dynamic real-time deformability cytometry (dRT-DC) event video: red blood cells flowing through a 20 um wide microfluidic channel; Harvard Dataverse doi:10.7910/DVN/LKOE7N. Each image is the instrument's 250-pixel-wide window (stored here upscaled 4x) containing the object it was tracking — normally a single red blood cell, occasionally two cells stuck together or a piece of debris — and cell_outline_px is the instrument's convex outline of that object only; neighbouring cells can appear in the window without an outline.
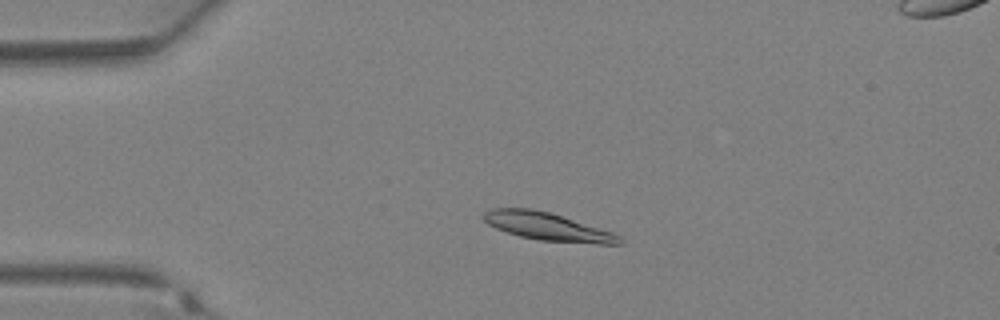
{"species": "Egyptian fruit bat (a non-hibernating species)", "species_latin": "Rousettus aegyptiacus", "temperature_condition": "warm", "stored_images_in_passage": 29, "camera_frame_rate_fps": 3000, "um_per_image_px": 0.085, "animal": {"sex": "female"}, "frame": {"image": 1, "passage_image": 1, "time_ms": 0.0, "image_size_px": [1000, 320], "cell_outline_px": [[624, 244], [596, 244], [540, 240], [520, 236], [496, 228], [488, 224], [484, 220], [484, 212], [492, 208], [532, 208], [548, 212], [612, 232], [620, 236], [624, 240]], "centroid_in_image_um": [46.56, 19.27], "position_along_channel_um": 38.4, "area_um2": 21.79}}
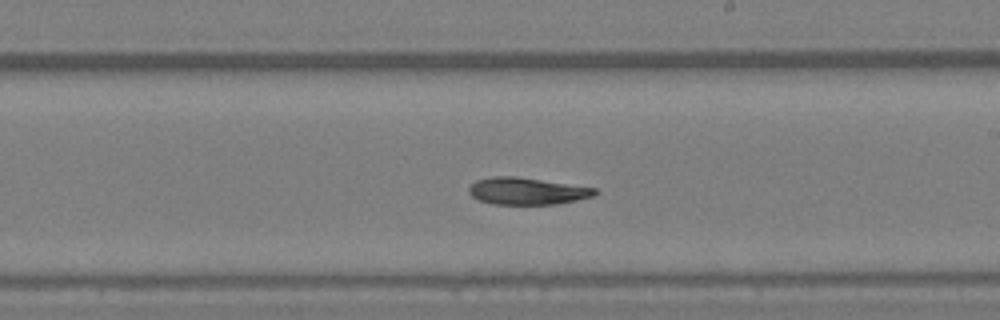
{"frame": {"image": 2, "passage_image": 14, "time_ms": 4.333, "image_size_px": [1000, 320], "cell_outline_px": [[600, 192], [596, 196], [556, 204], [492, 204], [480, 200], [472, 196], [468, 192], [468, 188], [476, 180], [492, 176], [516, 176], [596, 188]], "centroid_in_image_um": [44.81, 16.24], "position_along_channel_um": 244.2, "area_um2": 19.88}}
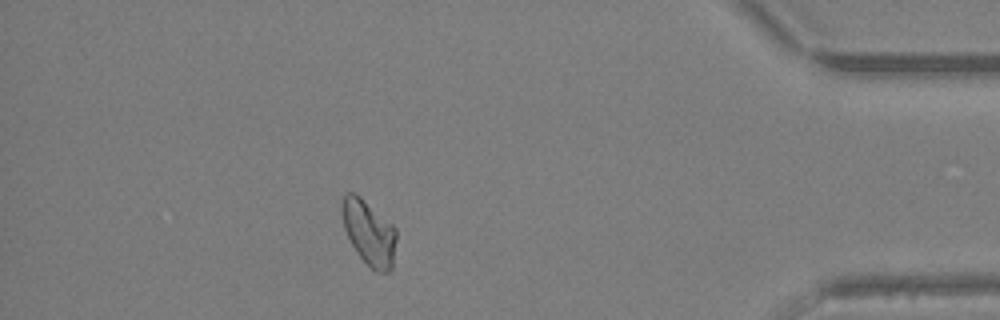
{"frame": {"image": 3, "passage_image": 25, "time_ms": 8.0, "image_size_px": [1000, 320], "cell_outline_px": [[396, 240], [392, 268], [388, 272], [376, 272], [356, 252], [344, 228], [340, 212], [340, 204], [344, 192], [352, 192], [360, 196], [392, 224], [396, 228]], "centroid_in_image_um": [31.34, 19.74], "position_along_channel_um": 403.9, "area_um2": 20.63}}